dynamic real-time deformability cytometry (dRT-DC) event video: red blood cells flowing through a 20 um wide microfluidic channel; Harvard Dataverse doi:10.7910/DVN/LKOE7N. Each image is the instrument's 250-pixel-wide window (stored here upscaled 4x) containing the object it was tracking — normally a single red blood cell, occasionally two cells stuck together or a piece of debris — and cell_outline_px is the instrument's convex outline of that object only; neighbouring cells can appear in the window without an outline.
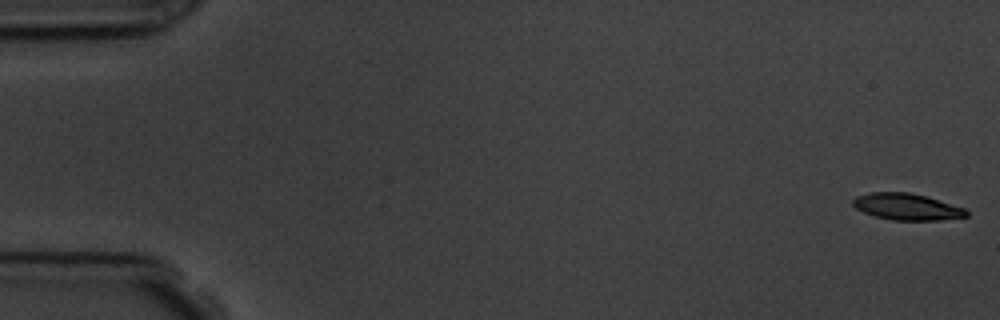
{"species": "common noctule bat (a hibernating species)", "species_latin": "Nyctalus noctula", "temperature_condition": "room temperature", "stored_images_in_passage": 7, "camera_frame_rate_fps": 3000, "um_per_image_px": 0.085, "animal": {"sex": "male", "body_mass_g": 19.5, "forearm_length_mm": 54.6}, "frame": {"image": 1, "passage_image": 1, "time_ms": 0.0, "image_size_px": [1000, 320], "cell_outline_px": [[968, 216], [940, 220], [892, 220], [876, 216], [864, 212], [856, 208], [852, 204], [852, 200], [856, 196], [872, 192], [908, 192], [924, 196], [964, 208], [968, 212]], "centroid_in_image_um": [77.05, 17.57], "position_along_channel_um": 7.9, "area_um2": 17.28}}
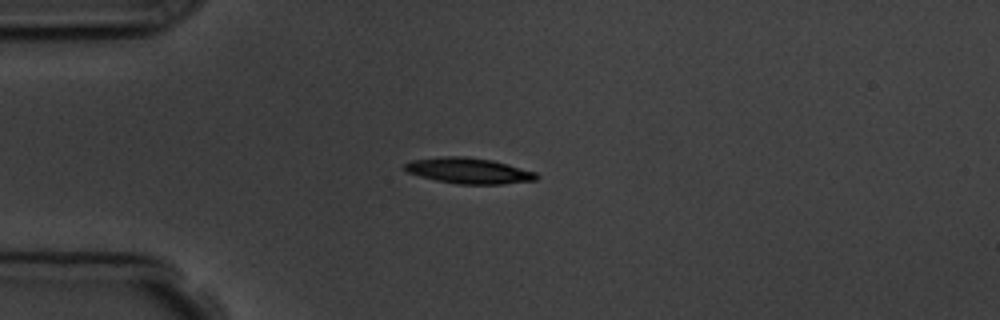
{"frame": {"image": 2, "passage_image": 5, "time_ms": 4.333, "image_size_px": [1000, 320], "cell_outline_px": [[540, 176], [536, 180], [500, 184], [456, 184], [436, 180], [420, 176], [408, 172], [404, 168], [404, 164], [412, 160], [440, 156], [464, 156], [492, 160], [536, 172]], "centroid_in_image_um": [39.84, 14.51], "position_along_channel_um": 45.2, "area_um2": 19.71}}
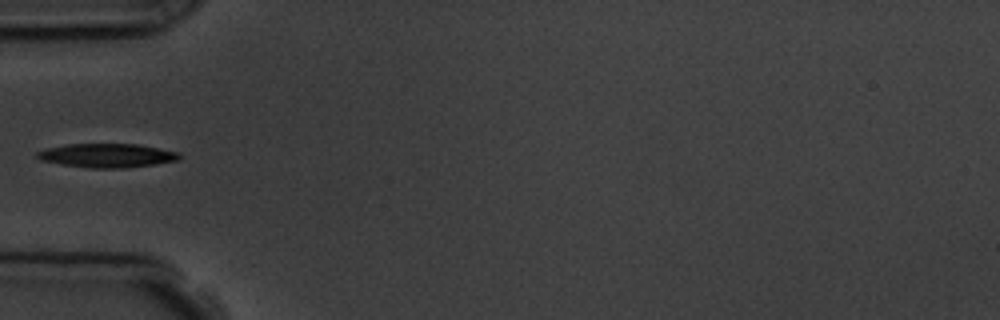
{"frame": {"image": 3, "passage_image": 6, "time_ms": 5.667, "image_size_px": [1000, 320], "cell_outline_px": [[180, 160], [156, 164], [124, 168], [92, 168], [60, 164], [40, 160], [36, 156], [36, 152], [48, 148], [68, 144], [136, 144], [180, 152]], "centroid_in_image_um": [9.12, 13.22], "position_along_channel_um": 75.9, "area_um2": 19.77}}